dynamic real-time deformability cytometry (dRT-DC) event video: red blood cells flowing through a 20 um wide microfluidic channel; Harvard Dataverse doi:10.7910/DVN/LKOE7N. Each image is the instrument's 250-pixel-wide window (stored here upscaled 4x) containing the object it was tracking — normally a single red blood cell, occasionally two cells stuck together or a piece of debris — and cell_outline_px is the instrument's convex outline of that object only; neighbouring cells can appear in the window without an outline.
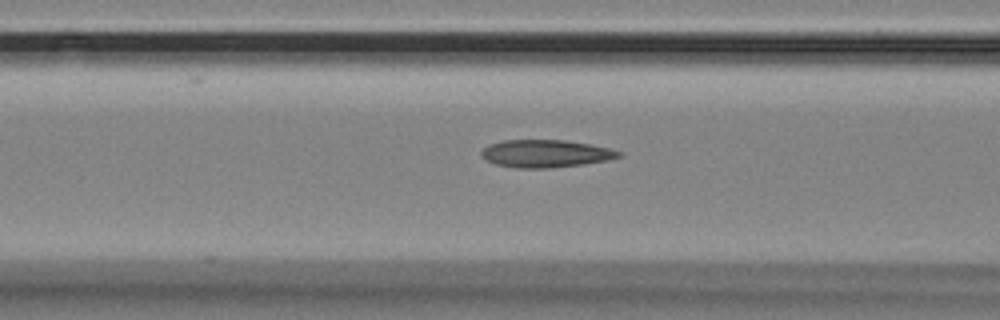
{"species": "Egyptian fruit bat (a non-hibernating species)", "species_latin": "Rousettus aegyptiacus", "temperature_condition": "room temperature", "stored_images_in_passage": 12, "camera_frame_rate_fps": 3000, "um_per_image_px": 0.085, "animal": {"sex": "female"}, "frame": {"image": 1, "passage_image": 6, "time_ms": 1.667, "image_size_px": [1000, 320], "cell_outline_px": [[624, 156], [608, 160], [584, 164], [548, 168], [516, 168], [496, 164], [480, 156], [480, 152], [488, 144], [504, 140], [564, 140], [588, 144], [608, 148], [624, 152]], "centroid_in_image_um": [46.39, 13.05], "position_along_channel_um": 120.2, "area_um2": 22.14}}
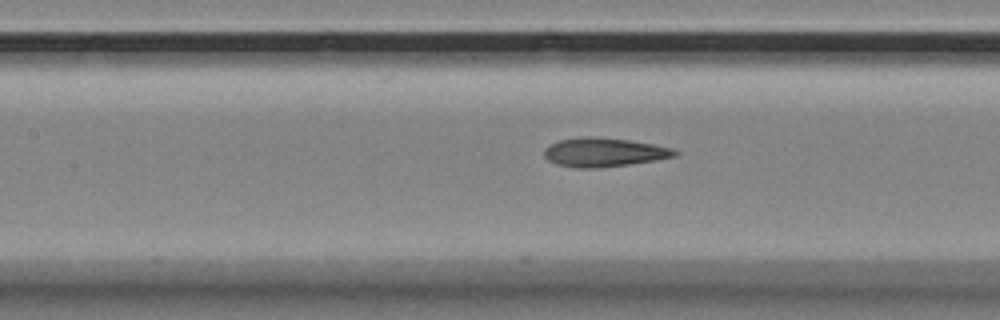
{"frame": {"image": 2, "passage_image": 9, "time_ms": 2.667, "image_size_px": [1000, 320], "cell_outline_px": [[680, 152], [676, 156], [656, 160], [600, 168], [576, 168], [556, 164], [548, 160], [544, 156], [544, 148], [560, 140], [588, 136], [592, 136], [628, 140], [652, 144], [672, 148]], "centroid_in_image_um": [51.34, 12.95], "position_along_channel_um": 156.1, "area_um2": 21.91}}